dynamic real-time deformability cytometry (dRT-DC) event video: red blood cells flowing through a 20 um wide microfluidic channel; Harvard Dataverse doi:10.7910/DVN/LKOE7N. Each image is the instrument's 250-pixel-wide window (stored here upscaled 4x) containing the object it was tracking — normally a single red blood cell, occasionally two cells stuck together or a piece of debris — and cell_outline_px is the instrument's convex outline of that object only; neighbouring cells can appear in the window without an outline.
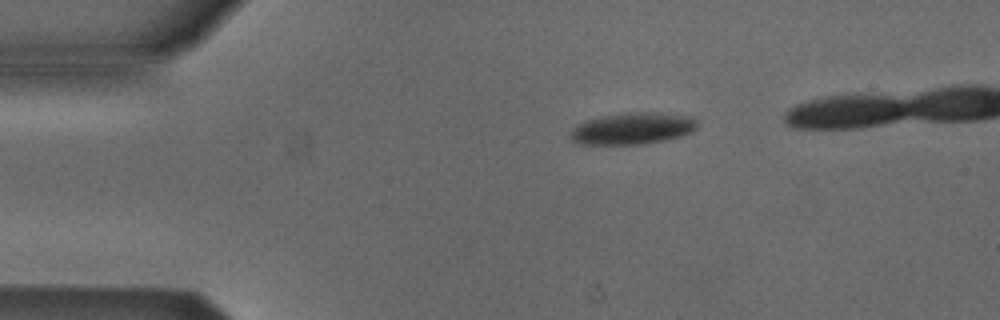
{"species": "Egyptian fruit bat (a non-hibernating species)", "species_latin": "Rousettus aegyptiacus", "temperature_condition": "cold", "stored_images_in_passage": 4, "camera_frame_rate_fps": 3000, "um_per_image_px": 0.085, "animal": {"sex": "male"}, "frame": {"image": 1, "passage_image": 1, "time_ms": 0.0, "image_size_px": [1000, 320], "cell_outline_px": [[696, 128], [692, 132], [684, 136], [644, 144], [576, 144], [568, 136], [572, 128], [584, 120], [600, 116], [628, 112], [660, 112], [692, 116], [696, 120]], "centroid_in_image_um": [53.75, 10.91], "position_along_channel_um": 31.2, "area_um2": 23.87}}
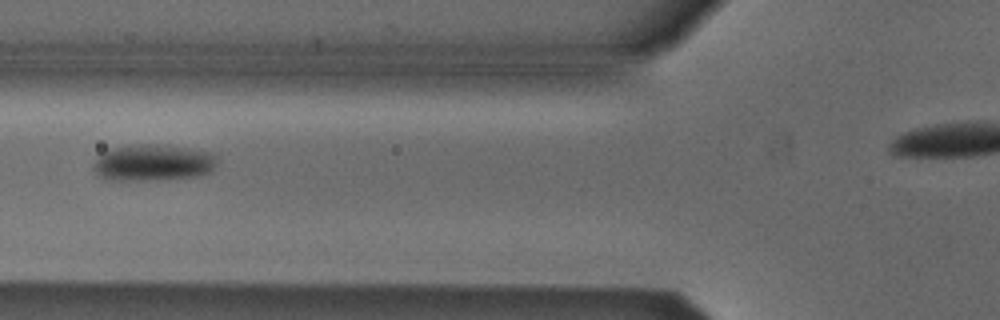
{"frame": {"image": 2, "passage_image": 3, "time_ms": 0.667, "image_size_px": [1000, 320], "cell_outline_px": [[216, 164], [212, 172], [200, 176], [148, 180], [108, 180], [96, 176], [92, 168], [92, 164], [100, 152], [116, 148], [140, 144], [148, 144], [188, 148], [212, 152], [216, 156]], "centroid_in_image_um": [12.98, 13.84], "position_along_channel_um": 112.8, "area_um2": 26.47}}
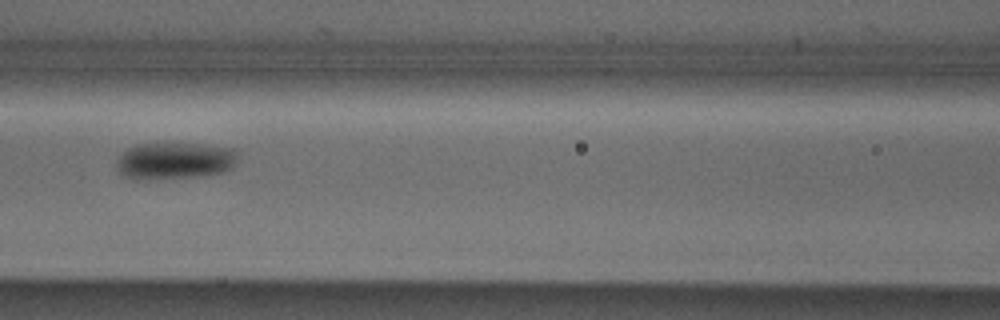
{"frame": {"image": 3, "passage_image": 4, "time_ms": 1.0, "image_size_px": [1000, 320], "cell_outline_px": [[236, 164], [232, 168], [224, 172], [204, 176], [148, 180], [132, 180], [124, 176], [116, 168], [116, 160], [128, 148], [136, 144], [168, 140], [204, 144], [236, 148]], "centroid_in_image_um": [14.84, 13.63], "position_along_channel_um": 151.8, "area_um2": 27.51}}